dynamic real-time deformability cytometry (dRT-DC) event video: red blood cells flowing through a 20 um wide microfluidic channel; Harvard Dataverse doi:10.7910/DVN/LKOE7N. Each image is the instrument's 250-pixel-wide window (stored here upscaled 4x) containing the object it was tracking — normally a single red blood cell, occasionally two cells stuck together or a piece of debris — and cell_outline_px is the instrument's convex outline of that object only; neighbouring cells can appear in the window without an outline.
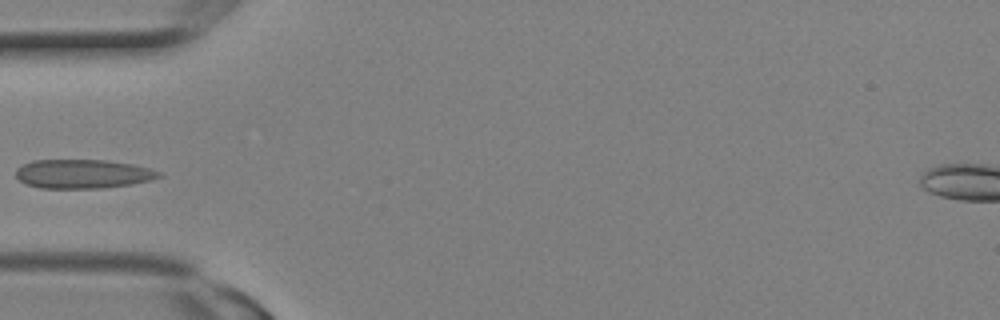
{"species": "Egyptian fruit bat (a non-hibernating species)", "species_latin": "Rousettus aegyptiacus", "temperature_condition": "room temperature", "stored_images_in_passage": 3, "camera_frame_rate_fps": 3000, "um_per_image_px": 0.085, "animal": {"sex": "female"}, "frame": {"image": 1, "passage_image": 3, "time_ms": 0.667, "image_size_px": [1000, 320], "cell_outline_px": [[164, 176], [152, 180], [132, 184], [100, 188], [40, 188], [24, 184], [16, 176], [16, 168], [32, 160], [104, 160], [132, 164], [152, 168], [160, 172]], "centroid_in_image_um": [7.06, 14.78], "position_along_channel_um": 77.9, "area_um2": 24.33}}